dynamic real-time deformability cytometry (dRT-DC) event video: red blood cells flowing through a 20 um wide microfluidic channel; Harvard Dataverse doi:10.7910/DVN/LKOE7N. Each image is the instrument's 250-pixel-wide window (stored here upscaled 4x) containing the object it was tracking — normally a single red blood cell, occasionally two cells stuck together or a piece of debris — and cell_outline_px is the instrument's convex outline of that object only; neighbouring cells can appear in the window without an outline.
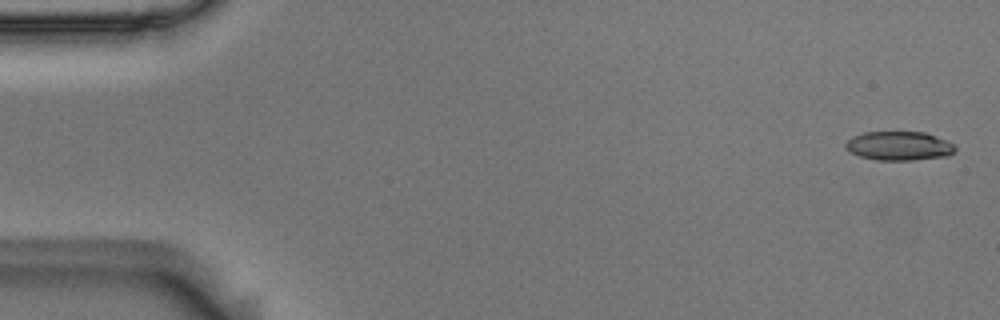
{"species": "Egyptian fruit bat (a non-hibernating species)", "species_latin": "Rousettus aegyptiacus", "temperature_condition": "room temperature", "stored_images_in_passage": 55, "camera_frame_rate_fps": 3000, "um_per_image_px": 0.085, "animal": {"sex": "male"}, "frame": {"image": 1, "passage_image": 2, "time_ms": 0.333, "image_size_px": [1000, 320], "cell_outline_px": [[956, 152], [948, 156], [912, 160], [876, 160], [860, 156], [844, 148], [844, 144], [852, 136], [864, 132], [924, 132], [936, 136], [956, 144]], "centroid_in_image_um": [76.45, 12.4], "position_along_channel_um": 8.6, "area_um2": 18.67}}
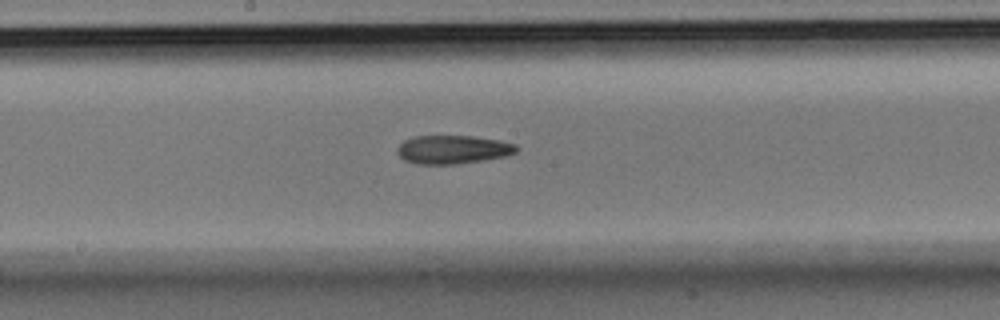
{"frame": {"image": 2, "passage_image": 29, "time_ms": 9.333, "image_size_px": [1000, 320], "cell_outline_px": [[516, 152], [508, 156], [456, 164], [416, 164], [404, 160], [396, 152], [396, 148], [404, 140], [416, 136], [472, 136], [500, 140], [516, 144]], "centroid_in_image_um": [38.48, 12.71], "position_along_channel_um": 209.7, "area_um2": 19.83}}
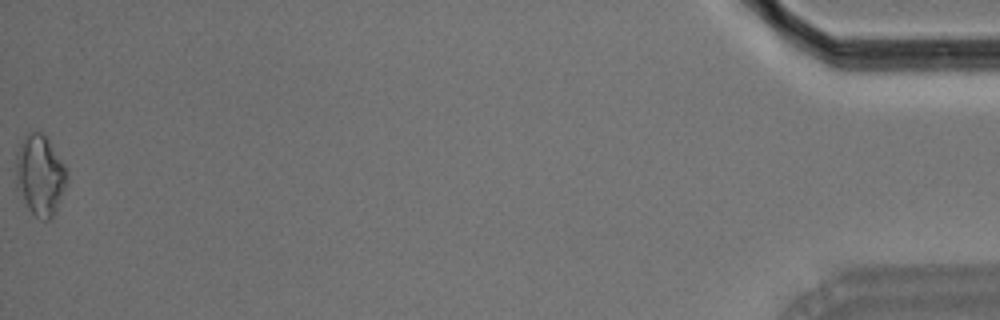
{"frame": {"image": 3, "passage_image": 55, "time_ms": 18.0, "image_size_px": [1000, 320], "cell_outline_px": [[68, 180], [56, 208], [52, 216], [48, 220], [40, 220], [28, 208], [16, 188], [16, 152], [24, 136], [28, 132], [40, 132], [48, 140], [68, 168]], "centroid_in_image_um": [3.4, 14.88], "position_along_channel_um": 431.8, "area_um2": 23.93}, "authors_computed_cell_mechanics": {"area_um2": 19.7676, "velocity_mm_per_s": 3.7049, "shape_relaxation_time_tau1_ms": 8.7821, "shape_relaxation_time_tau2_ms": null, "deformation_change_tau1": 0.1665, "deformation_change_tau2": null}}